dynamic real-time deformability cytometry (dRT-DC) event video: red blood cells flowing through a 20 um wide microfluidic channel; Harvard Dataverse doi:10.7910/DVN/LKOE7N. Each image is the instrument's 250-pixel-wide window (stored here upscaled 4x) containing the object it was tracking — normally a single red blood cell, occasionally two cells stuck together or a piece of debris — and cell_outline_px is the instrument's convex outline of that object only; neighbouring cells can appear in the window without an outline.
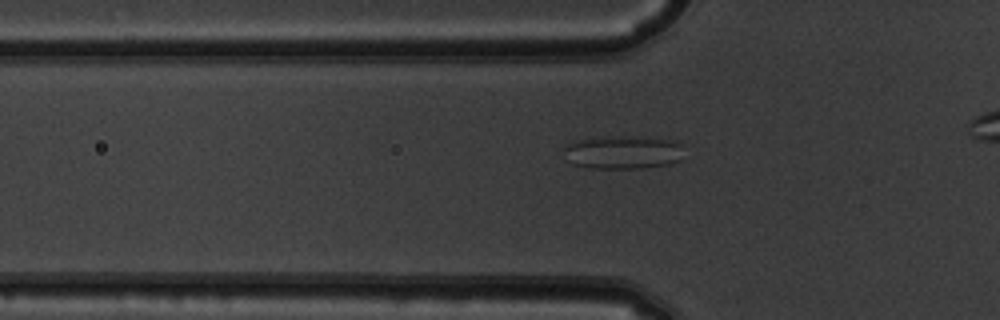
{"species": "common noctule bat (a hibernating species)", "species_latin": "Nyctalus noctula", "temperature_condition": "warm", "stored_images_in_passage": 30, "camera_frame_rate_fps": 3000, "um_per_image_px": 0.085, "animal": {"sex": "male", "body_mass_g": 19.5, "forearm_length_mm": 54.6}, "frame": {"image": 1, "passage_image": 3, "time_ms": 0.667, "image_size_px": [1000, 320], "cell_outline_px": [[680, 160], [672, 164], [644, 168], [588, 168], [572, 164], [564, 160], [564, 144], [576, 140], [600, 136], [624, 136], [676, 140], [680, 144]], "centroid_in_image_um": [52.86, 12.94], "position_along_channel_um": 72.9, "area_um2": 23.7}}
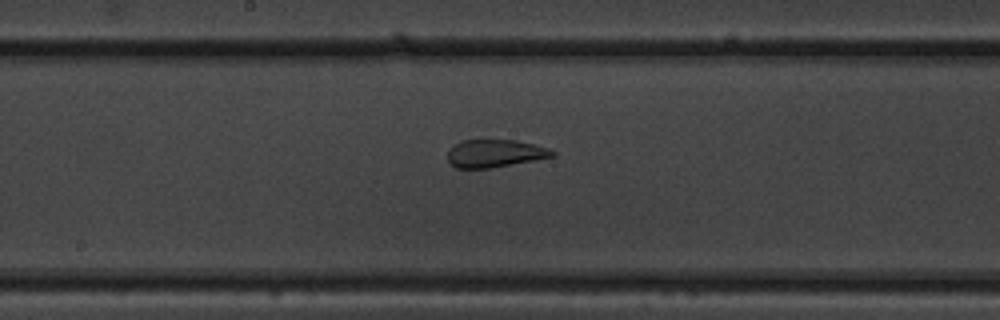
{"frame": {"image": 2, "passage_image": 13, "time_ms": 4.0, "image_size_px": [1000, 320], "cell_outline_px": [[556, 156], [492, 168], [456, 168], [448, 160], [448, 152], [452, 144], [464, 140], [516, 140], [548, 148], [556, 152]], "centroid_in_image_um": [42.07, 13.04], "position_along_channel_um": 206.1, "area_um2": 16.94}}
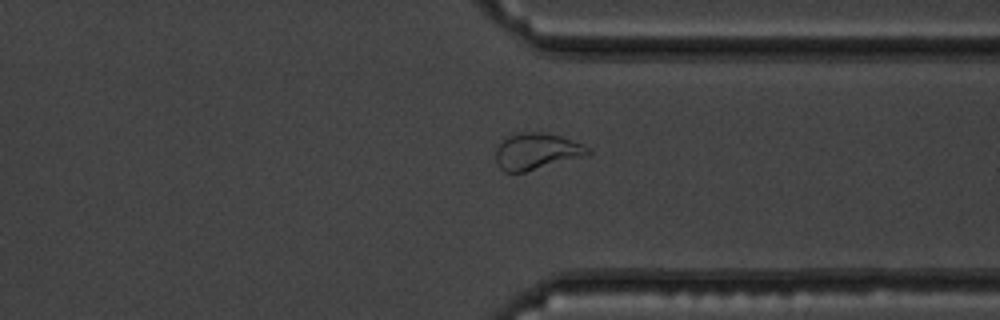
{"frame": {"image": 3, "passage_image": 25, "time_ms": 8.0, "image_size_px": [1000, 320], "cell_outline_px": [[592, 152], [588, 156], [524, 172], [504, 172], [496, 164], [496, 148], [508, 136], [520, 132], [540, 132], [560, 136], [584, 144]], "centroid_in_image_um": [45.64, 12.88], "position_along_channel_um": 365.8, "area_um2": 19.65}}